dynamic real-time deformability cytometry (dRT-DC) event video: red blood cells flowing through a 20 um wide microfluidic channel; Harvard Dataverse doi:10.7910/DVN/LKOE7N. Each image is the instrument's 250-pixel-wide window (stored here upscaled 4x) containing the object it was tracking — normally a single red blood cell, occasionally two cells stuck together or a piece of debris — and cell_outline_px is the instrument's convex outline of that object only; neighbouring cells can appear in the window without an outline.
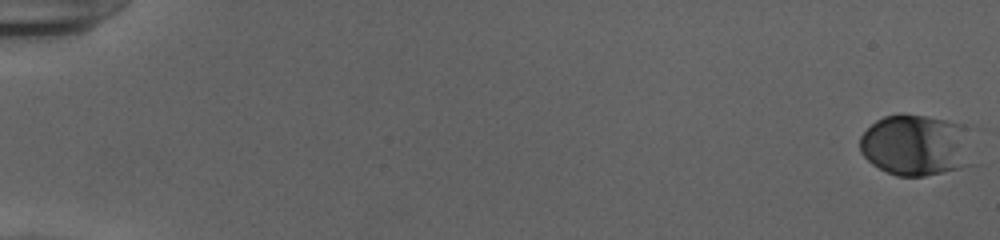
{"species": "human", "species_latin": "Homo sapiens", "temperature_condition": "cold", "stored_images_in_passage": 54, "camera_frame_rate_fps": 3000, "um_per_image_px": 0.085, "donor": {"sex": "female"}, "frame": {"image": 1, "passage_image": 1, "time_ms": 0.0, "image_size_px": [1000, 240], "cell_outline_px": [[976, 164], [960, 168], [924, 176], [896, 176], [872, 164], [860, 152], [860, 136], [876, 120], [884, 116], [900, 112], [904, 112], [928, 116], [960, 124]], "centroid_in_image_um": [77.82, 12.34], "position_along_channel_um": 7.2, "area_um2": 40.52}}
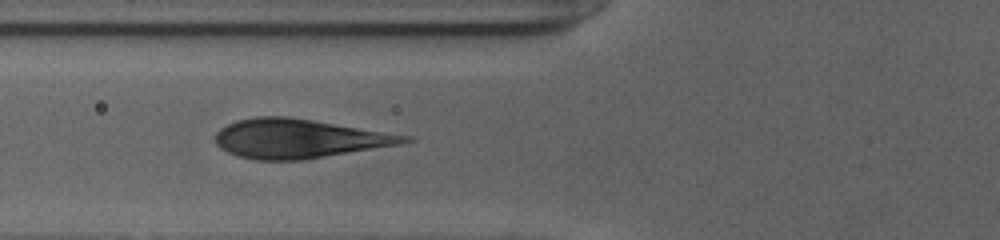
{"frame": {"image": 2, "passage_image": 23, "time_ms": 7.333, "image_size_px": [1000, 240], "cell_outline_px": [[416, 140], [404, 144], [304, 160], [256, 160], [236, 156], [220, 148], [216, 144], [216, 132], [220, 128], [236, 120], [256, 116], [288, 116], [412, 136]], "centroid_in_image_um": [25.43, 11.78], "position_along_channel_um": 100.4, "area_um2": 43.41}}
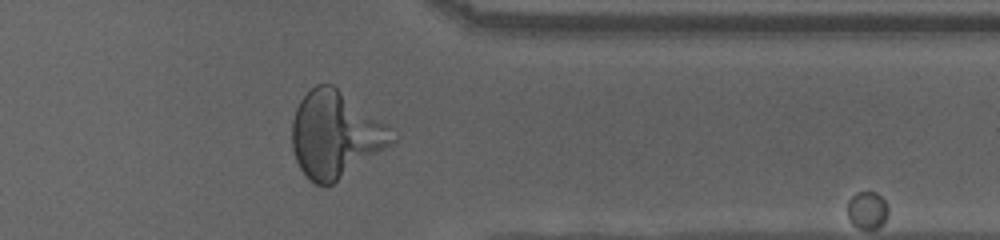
{"frame": {"image": 3, "passage_image": 45, "time_ms": 14.667, "image_size_px": [1000, 240], "cell_outline_px": [[396, 140], [332, 184], [316, 184], [308, 180], [300, 168], [296, 160], [292, 148], [292, 120], [296, 108], [300, 100], [316, 84], [332, 84], [384, 124], [388, 128]], "centroid_in_image_um": [28.42, 11.45], "position_along_channel_um": 383.0, "area_um2": 48.84}}